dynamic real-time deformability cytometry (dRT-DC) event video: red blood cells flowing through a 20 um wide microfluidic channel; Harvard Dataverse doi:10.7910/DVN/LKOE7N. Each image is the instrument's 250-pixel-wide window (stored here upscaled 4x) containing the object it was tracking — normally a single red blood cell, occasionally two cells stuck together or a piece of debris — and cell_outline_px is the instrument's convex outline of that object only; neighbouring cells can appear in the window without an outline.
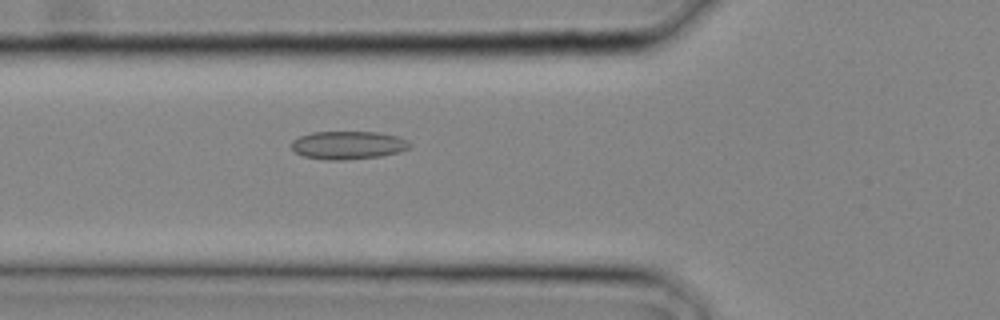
{"species": "common noctule bat (a hibernating species)", "species_latin": "Nyctalus noctula", "temperature_condition": "cold", "stored_images_in_passage": 12, "camera_frame_rate_fps": 3000, "um_per_image_px": 0.085, "animal": {"sex": "male", "body_mass_g": 20.4}, "frame": {"image": 1, "passage_image": 3, "time_ms": 0.667, "image_size_px": [1000, 320], "cell_outline_px": [[412, 148], [400, 152], [380, 156], [344, 160], [324, 160], [304, 156], [296, 152], [292, 148], [292, 140], [300, 136], [312, 132], [376, 132], [396, 136], [408, 140], [412, 144]], "centroid_in_image_um": [29.62, 12.34], "position_along_channel_um": 96.2, "area_um2": 19.48}}
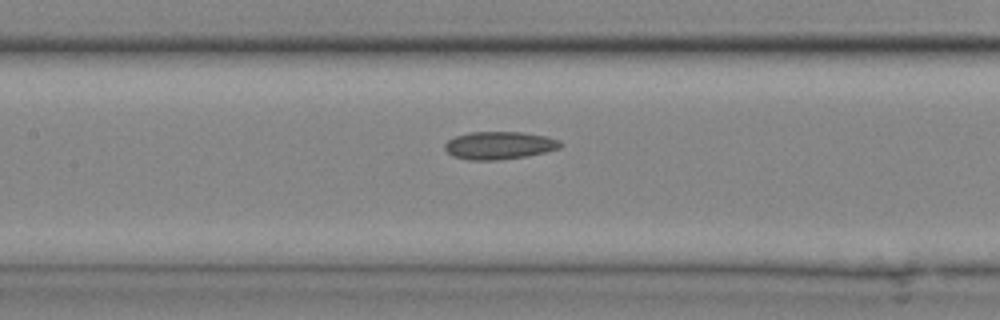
{"frame": {"image": 2, "passage_image": 6, "time_ms": 1.667, "image_size_px": [1000, 320], "cell_outline_px": [[564, 144], [560, 148], [528, 156], [500, 160], [468, 160], [452, 156], [444, 148], [444, 144], [448, 140], [456, 136], [468, 132], [520, 132], [548, 136], [560, 140]], "centroid_in_image_um": [42.45, 12.36], "position_along_channel_um": 164.9, "area_um2": 18.9}}
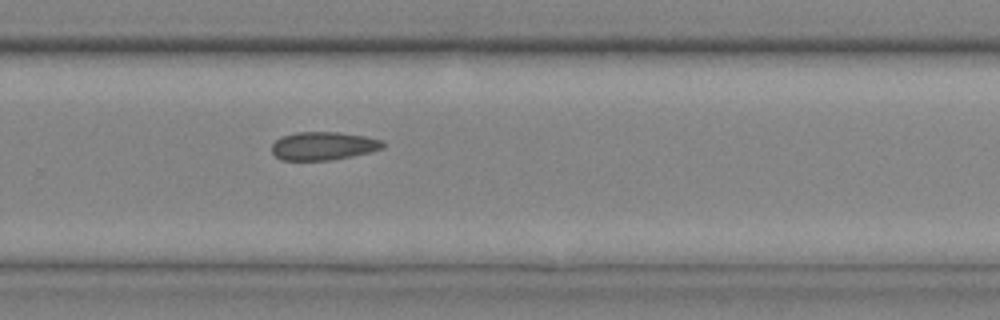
{"frame": {"image": 3, "passage_image": 12, "time_ms": 3.667, "image_size_px": [1000, 320], "cell_outline_px": [[384, 148], [352, 156], [332, 160], [280, 160], [272, 152], [272, 144], [280, 136], [296, 132], [336, 132], [364, 136], [380, 140], [384, 144]], "centroid_in_image_um": [27.44, 12.4], "position_along_channel_um": 302.4, "area_um2": 18.21}}